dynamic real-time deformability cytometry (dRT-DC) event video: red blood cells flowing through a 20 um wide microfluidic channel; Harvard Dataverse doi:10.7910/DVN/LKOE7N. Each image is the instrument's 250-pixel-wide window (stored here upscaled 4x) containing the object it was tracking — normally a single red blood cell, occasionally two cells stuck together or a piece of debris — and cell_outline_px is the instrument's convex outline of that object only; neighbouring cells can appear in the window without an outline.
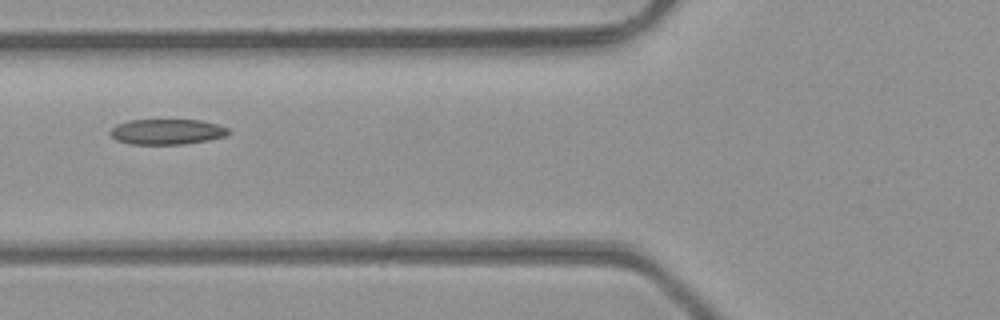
{"species": "common noctule bat (a hibernating species)", "species_latin": "Nyctalus noctula", "temperature_condition": "room temperature", "stored_images_in_passage": 6, "camera_frame_rate_fps": 3000, "um_per_image_px": 0.085, "animal": {"sex": "male", "body_mass_g": 23.1, "forearm_length_mm": 52.7}, "frame": {"image": 1, "passage_image": 6, "time_ms": 1.667, "image_size_px": [1000, 320], "cell_outline_px": [[232, 132], [224, 136], [208, 140], [184, 144], [132, 144], [116, 140], [108, 132], [116, 124], [128, 120], [200, 120], [216, 124], [228, 128]], "centroid_in_image_um": [14.18, 11.19], "position_along_channel_um": 111.6, "area_um2": 17.51}}